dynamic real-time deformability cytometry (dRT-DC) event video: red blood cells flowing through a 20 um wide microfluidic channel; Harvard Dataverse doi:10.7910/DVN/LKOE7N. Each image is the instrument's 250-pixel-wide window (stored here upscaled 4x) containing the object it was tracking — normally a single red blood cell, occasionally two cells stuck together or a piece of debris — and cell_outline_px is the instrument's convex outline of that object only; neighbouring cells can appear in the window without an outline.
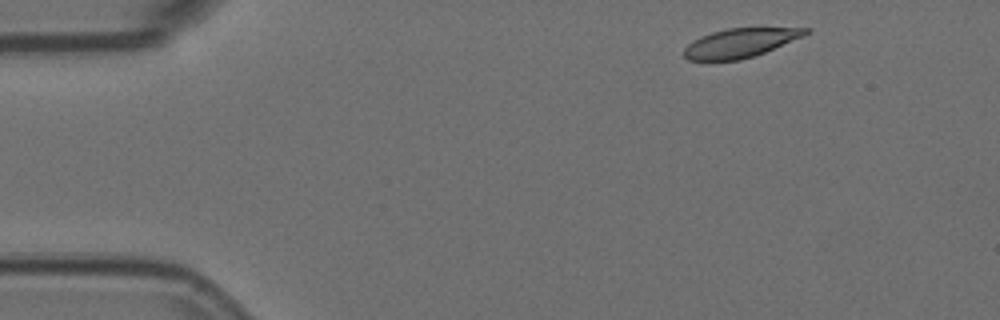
{"species": "Egyptian fruit bat (a non-hibernating species)", "species_latin": "Rousettus aegyptiacus", "temperature_condition": "room temperature", "stored_images_in_passage": 13, "camera_frame_rate_fps": 3000, "um_per_image_px": 0.085, "animal": {"sex": "female"}, "frame": {"image": 1, "passage_image": 1, "time_ms": 0.0, "image_size_px": [1000, 320], "cell_outline_px": [[808, 32], [804, 36], [764, 52], [740, 60], [688, 60], [684, 56], [684, 48], [688, 44], [700, 36], [712, 32], [728, 28], [808, 28]], "centroid_in_image_um": [62.88, 3.65], "position_along_channel_um": 22.1, "area_um2": 20.23}}
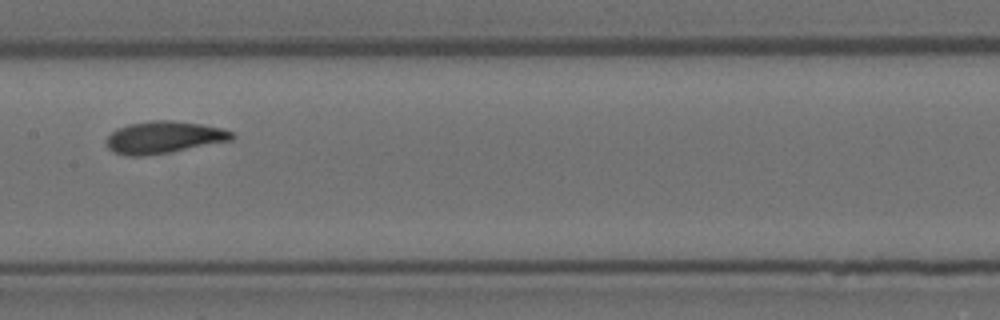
{"frame": {"image": 2, "passage_image": 6, "time_ms": 1.667, "image_size_px": [1000, 320], "cell_outline_px": [[236, 136], [232, 140], [168, 152], [144, 156], [128, 156], [112, 152], [108, 148], [108, 136], [116, 128], [128, 124], [152, 120], [172, 120], [200, 124], [220, 128], [232, 132]], "centroid_in_image_um": [13.9, 11.67], "position_along_channel_um": 193.5, "area_um2": 23.29}}
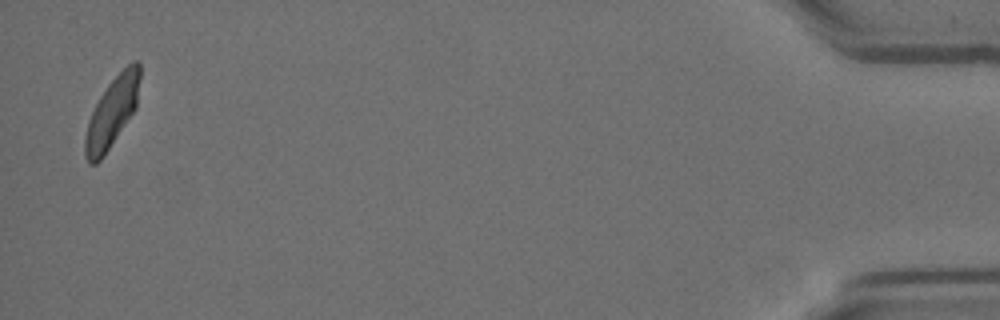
{"frame": {"image": 3, "passage_image": 13, "time_ms": 4.0, "image_size_px": [1000, 320], "cell_outline_px": [[140, 76], [136, 108], [100, 160], [96, 164], [88, 164], [84, 156], [84, 140], [88, 120], [100, 96], [108, 84], [132, 60], [136, 60], [140, 64]], "centroid_in_image_um": [9.51, 9.55], "position_along_channel_um": 425.7, "area_um2": 21.96}}